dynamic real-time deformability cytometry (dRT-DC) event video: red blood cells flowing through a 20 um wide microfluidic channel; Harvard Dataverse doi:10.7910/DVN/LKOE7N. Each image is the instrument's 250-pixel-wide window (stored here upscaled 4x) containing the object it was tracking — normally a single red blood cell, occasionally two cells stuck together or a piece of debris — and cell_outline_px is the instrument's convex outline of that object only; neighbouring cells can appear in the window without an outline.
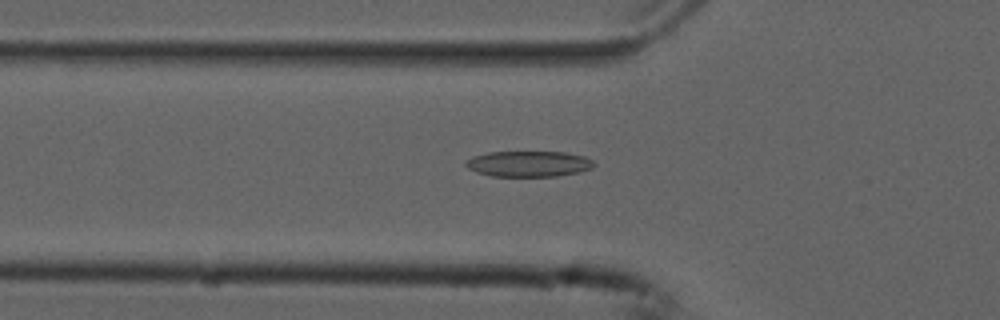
{"species": "common noctule bat (a hibernating species)", "species_latin": "Nyctalus noctula", "temperature_condition": "cold", "stored_images_in_passage": 54, "camera_frame_rate_fps": 3000, "um_per_image_px": 0.085, "animal": {"sex": "male", "forearm_length_mm": 52.5}, "frame": {"image": 1, "passage_image": 18, "time_ms": 5.667, "image_size_px": [1000, 320], "cell_outline_px": [[596, 164], [592, 168], [580, 172], [556, 176], [492, 176], [476, 172], [468, 168], [464, 164], [464, 160], [472, 156], [488, 152], [568, 152], [584, 156], [592, 160]], "centroid_in_image_um": [44.92, 13.92], "position_along_channel_um": 80.9, "area_um2": 19.42}}
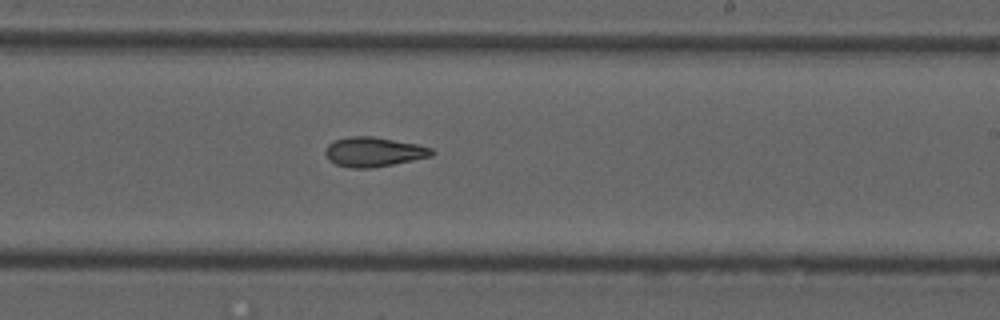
{"frame": {"image": 2, "passage_image": 32, "time_ms": 10.333, "image_size_px": [1000, 320], "cell_outline_px": [[436, 152], [432, 156], [372, 168], [348, 168], [336, 164], [328, 160], [324, 152], [328, 144], [336, 140], [348, 136], [372, 136], [416, 144], [432, 148]], "centroid_in_image_um": [31.74, 12.91], "position_along_channel_um": 257.3, "area_um2": 18.32}}
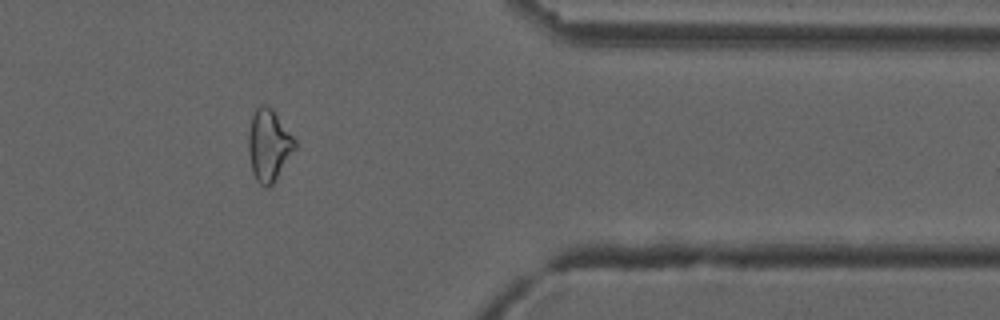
{"frame": {"image": 3, "passage_image": 44, "time_ms": 14.333, "image_size_px": [1000, 320], "cell_outline_px": [[296, 148], [272, 184], [268, 188], [264, 188], [256, 180], [252, 172], [248, 152], [248, 132], [252, 116], [256, 108], [260, 104], [264, 104], [272, 108], [296, 140]], "centroid_in_image_um": [22.83, 12.34], "position_along_channel_um": 388.6, "area_um2": 19.48}, "authors_computed_cell_mechanics": {"area_um2": 19.4786, "velocity_mm_per_s": 3.7663, "shape_relaxation_time_tau1_ms": null, "shape_relaxation_time_tau2_ms": 5.593, "deformation_change_tau1": null, "deformation_change_tau2": 0.1474}}